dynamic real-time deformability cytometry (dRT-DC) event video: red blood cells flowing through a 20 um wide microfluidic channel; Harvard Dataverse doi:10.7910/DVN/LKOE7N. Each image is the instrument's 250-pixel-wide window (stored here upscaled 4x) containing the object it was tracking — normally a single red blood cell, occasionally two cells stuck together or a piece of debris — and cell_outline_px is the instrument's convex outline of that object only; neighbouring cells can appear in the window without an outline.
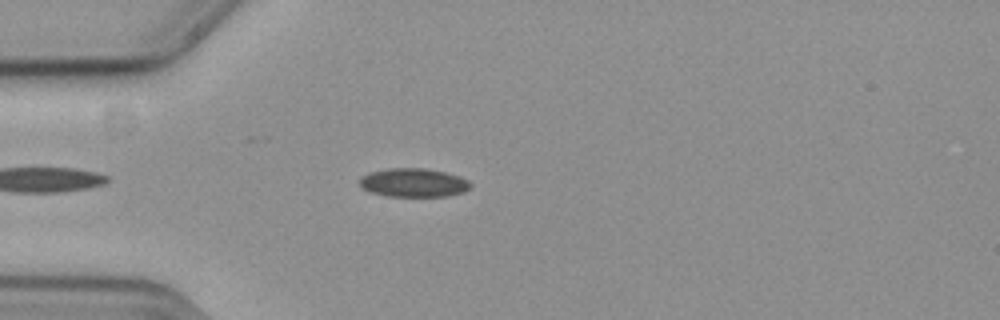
{"species": "common noctule bat (a hibernating species)", "species_latin": "Nyctalus noctula", "temperature_condition": "cold", "stored_images_in_passage": 22, "camera_frame_rate_fps": 3000, "um_per_image_px": 0.085, "animal": {"sex": "female", "body_mass_g": 19.3, "forearm_length_mm": 54.1}, "frame": {"image": 1, "passage_image": 7, "time_ms": 2.0, "image_size_px": [1000, 320], "cell_outline_px": [[472, 184], [464, 192], [448, 196], [384, 196], [360, 188], [360, 176], [368, 172], [388, 168], [424, 168], [444, 172], [460, 176], [468, 180]], "centroid_in_image_um": [35.12, 15.52], "position_along_channel_um": 49.9, "area_um2": 18.67}}